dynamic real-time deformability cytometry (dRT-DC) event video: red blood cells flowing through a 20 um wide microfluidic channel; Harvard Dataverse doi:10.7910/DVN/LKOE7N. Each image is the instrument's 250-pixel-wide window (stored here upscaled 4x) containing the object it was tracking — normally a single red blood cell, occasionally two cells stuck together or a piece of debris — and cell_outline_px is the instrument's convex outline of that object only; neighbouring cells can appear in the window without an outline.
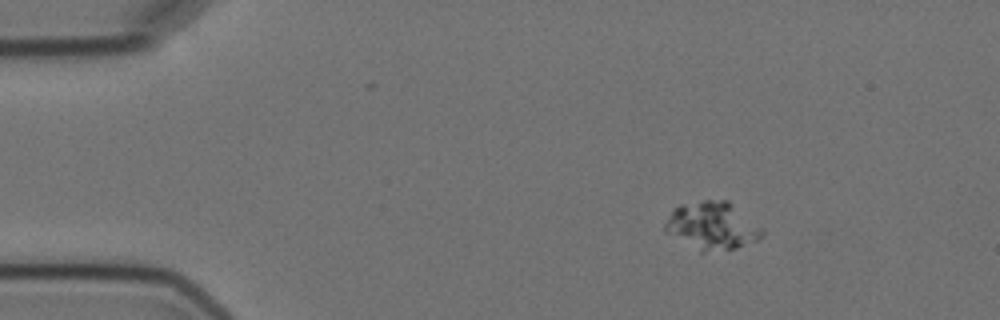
{"species": "Egyptian fruit bat (a non-hibernating species)", "species_latin": "Rousettus aegyptiacus", "temperature_condition": "cold", "stored_images_in_passage": 4, "segment_of_instrument_passage": [1, 2], "camera_frame_rate_fps": 3000, "um_per_image_px": 0.085, "animal": {"sex": "female"}, "frame": {"image": 1, "passage_image": 1, "time_ms": 0.0, "image_size_px": [1000, 320], "cell_outline_px": [[764, 236], [756, 240], [736, 248], [704, 252], [700, 252], [664, 232], [664, 224], [672, 208], [680, 204], [704, 200], [728, 200], [764, 228]], "centroid_in_image_um": [60.52, 19.18], "position_along_channel_um": 24.5, "area_um2": 27.28}}